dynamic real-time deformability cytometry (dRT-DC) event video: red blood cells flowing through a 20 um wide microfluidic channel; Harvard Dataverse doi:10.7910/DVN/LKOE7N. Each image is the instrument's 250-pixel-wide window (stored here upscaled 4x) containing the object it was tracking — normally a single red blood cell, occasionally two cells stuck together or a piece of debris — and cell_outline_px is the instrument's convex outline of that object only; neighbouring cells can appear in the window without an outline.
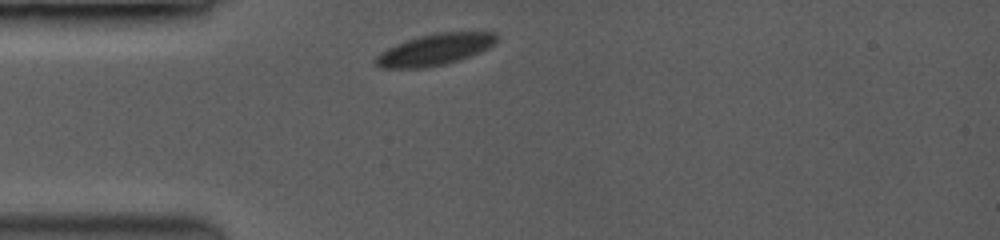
{"species": "common noctule bat (a hibernating species)", "species_latin": "Nyctalus noctula", "temperature_condition": "room temperature", "stored_images_in_passage": 24, "camera_frame_rate_fps": 3500, "um_per_image_px": 0.085, "animal": {"sex": "female", "body_mass_g": 19.0, "forearm_length_mm": 53.3}, "frame": {"image": 1, "passage_image": 1, "time_ms": 0.0, "image_size_px": [1000, 240], "cell_outline_px": [[496, 40], [492, 44], [468, 56], [444, 64], [420, 68], [384, 68], [376, 64], [376, 56], [380, 52], [396, 44], [420, 36], [436, 32], [496, 32]], "centroid_in_image_um": [36.91, 4.2], "position_along_channel_um": 48.1, "area_um2": 21.39}}
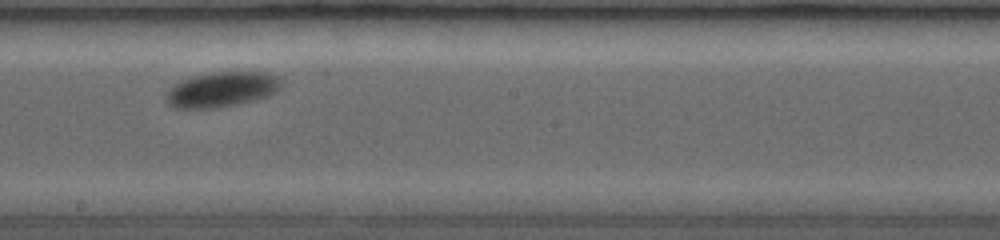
{"frame": {"image": 2, "passage_image": 11, "time_ms": 5.143, "image_size_px": [1000, 240], "cell_outline_px": [[280, 84], [272, 92], [248, 100], [208, 108], [180, 108], [172, 104], [168, 100], [168, 92], [176, 84], [184, 80], [196, 76], [212, 72], [268, 72], [280, 76]], "centroid_in_image_um": [18.86, 7.55], "position_along_channel_um": 229.3, "area_um2": 22.02}}
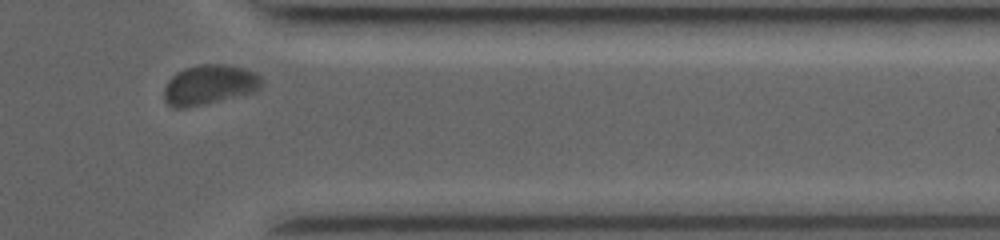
{"frame": {"image": 3, "passage_image": 22, "time_ms": 9.429, "image_size_px": [1000, 240], "cell_outline_px": [[260, 88], [256, 92], [188, 108], [172, 108], [164, 100], [164, 88], [168, 80], [176, 72], [184, 68], [200, 64], [216, 64], [240, 68], [252, 72], [260, 80]], "centroid_in_image_um": [17.71, 7.24], "position_along_channel_um": 393.7, "area_um2": 22.43}, "authors_computed_cell_mechanics": {"area_um2": 21.964, "velocity_mm_per_s": 3.8203, "shape_relaxation_time_tau1_ms": 1.3662, "shape_relaxation_time_tau2_ms": null, "deformation_change_tau1": 0.0346, "deformation_change_tau2": null}}